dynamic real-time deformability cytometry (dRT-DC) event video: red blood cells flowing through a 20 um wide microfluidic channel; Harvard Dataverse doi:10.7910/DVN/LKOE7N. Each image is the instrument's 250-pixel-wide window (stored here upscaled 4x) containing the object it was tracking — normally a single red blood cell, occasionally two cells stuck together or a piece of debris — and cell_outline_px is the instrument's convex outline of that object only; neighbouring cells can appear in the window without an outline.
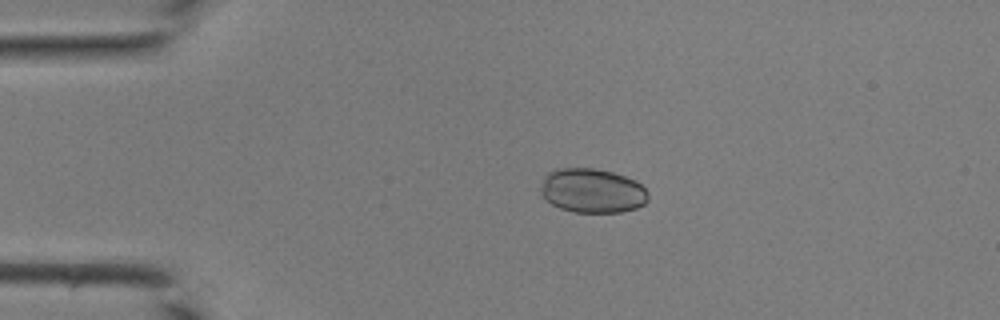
{"species": "common noctule bat (a hibernating species)", "species_latin": "Nyctalus noctula", "temperature_condition": "room temperature", "stored_images_in_passage": 37, "camera_frame_rate_fps": 3000, "um_per_image_px": 0.085, "animal": {"sex": "male", "body_mass_g": 19.0, "forearm_length_mm": 50.8}, "frame": {"image": 1, "passage_image": 9, "time_ms": 2.667, "image_size_px": [1000, 320], "cell_outline_px": [[648, 200], [644, 204], [636, 208], [620, 212], [572, 212], [560, 208], [544, 200], [540, 192], [540, 188], [544, 176], [548, 172], [556, 168], [592, 168], [612, 172], [636, 180], [648, 192]], "centroid_in_image_um": [50.31, 16.21], "position_along_channel_um": 34.7, "area_um2": 27.98}}
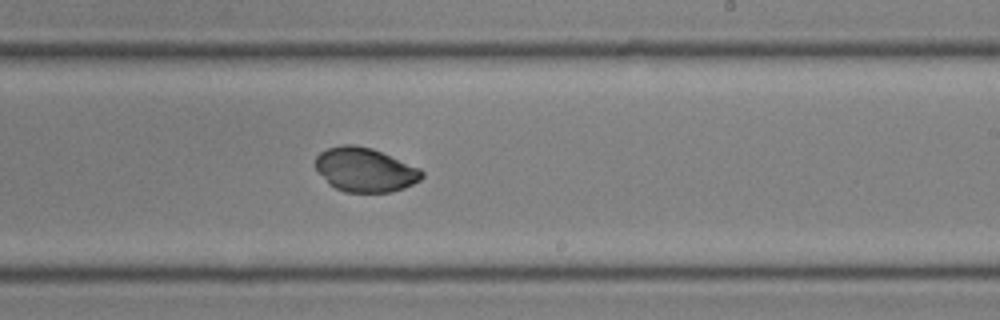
{"frame": {"image": 2, "passage_image": 26, "time_ms": 8.333, "image_size_px": [1000, 320], "cell_outline_px": [[424, 176], [420, 180], [404, 188], [392, 192], [344, 192], [328, 184], [316, 168], [316, 156], [320, 152], [328, 148], [344, 144], [356, 144], [372, 148], [420, 168], [424, 172]], "centroid_in_image_um": [31.03, 14.43], "position_along_channel_um": 258.0, "area_um2": 27.4}}
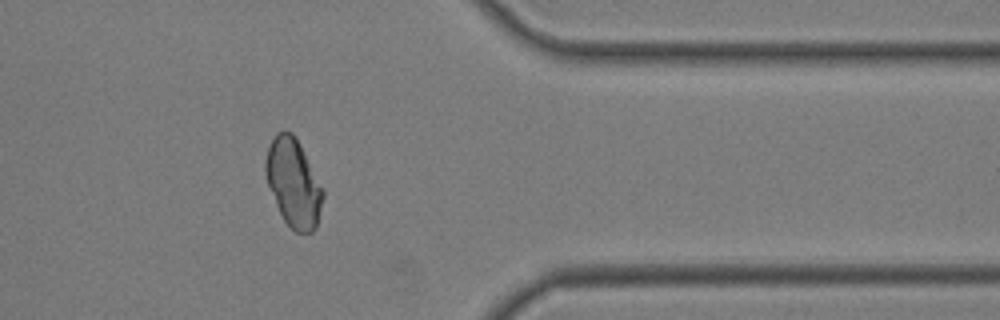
{"frame": {"image": 3, "passage_image": 35, "time_ms": 11.333, "image_size_px": [1000, 320], "cell_outline_px": [[324, 196], [316, 228], [312, 232], [296, 232], [284, 220], [276, 204], [268, 184], [264, 172], [264, 164], [268, 148], [276, 132], [292, 132], [296, 136], [324, 188]], "centroid_in_image_um": [24.96, 15.53], "position_along_channel_um": 386.4, "area_um2": 29.42}}